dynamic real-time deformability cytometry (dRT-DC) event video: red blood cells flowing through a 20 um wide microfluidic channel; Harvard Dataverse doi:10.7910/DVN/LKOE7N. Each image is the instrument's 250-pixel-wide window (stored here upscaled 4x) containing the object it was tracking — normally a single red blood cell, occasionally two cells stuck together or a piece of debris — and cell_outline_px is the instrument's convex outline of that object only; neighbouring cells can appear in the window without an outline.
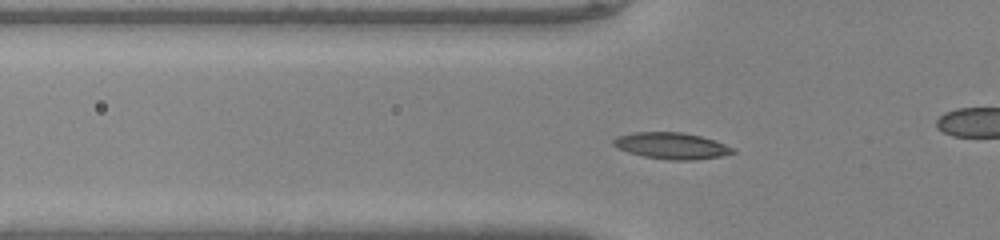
{"species": "common noctule bat (a hibernating species)", "species_latin": "Nyctalus noctula", "temperature_condition": "warm", "stored_images_in_passage": 40, "camera_frame_rate_fps": 3000, "um_per_image_px": 0.085, "animal": {"sex": "male", "body_mass_g": 20.0, "forearm_length_mm": 53.3}, "frame": {"image": 1, "passage_image": 6, "time_ms": 1.667, "image_size_px": [1000, 240], "cell_outline_px": [[736, 152], [724, 156], [696, 160], [668, 160], [644, 156], [628, 152], [616, 148], [612, 144], [612, 140], [616, 136], [636, 132], [684, 132], [700, 136], [736, 148]], "centroid_in_image_um": [57.08, 12.4], "position_along_channel_um": 68.7, "area_um2": 18.55}}
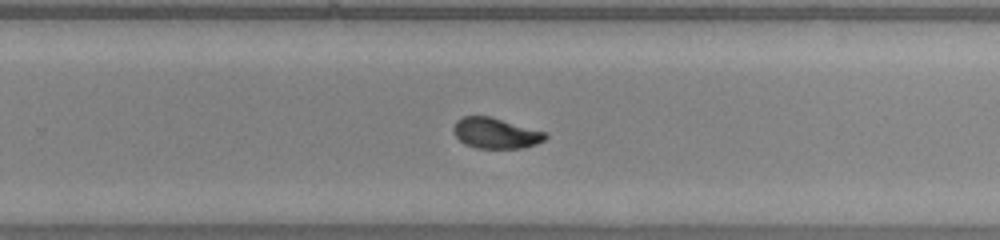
{"frame": {"image": 2, "passage_image": 22, "time_ms": 7.0, "image_size_px": [1000, 240], "cell_outline_px": [[548, 136], [544, 140], [536, 144], [524, 148], [476, 148], [464, 144], [452, 132], [452, 128], [456, 120], [464, 116], [488, 116], [548, 132]], "centroid_in_image_um": [42.13, 11.32], "position_along_channel_um": 287.7, "area_um2": 16.53}}
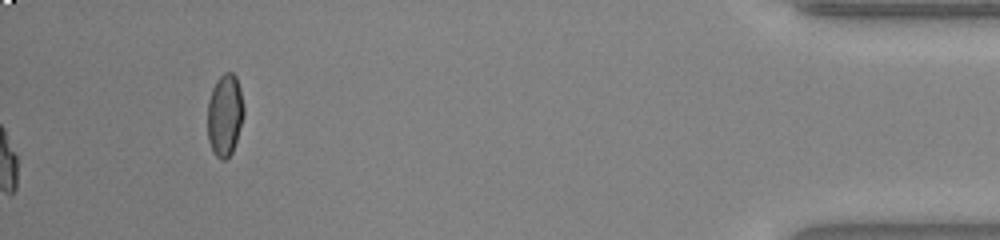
{"frame": {"image": 3, "passage_image": 40, "time_ms": 13.0, "image_size_px": [1000, 240], "cell_outline_px": [[244, 116], [232, 152], [224, 160], [220, 160], [212, 152], [208, 140], [208, 100], [212, 88], [216, 80], [224, 72], [232, 72], [236, 76], [240, 88], [244, 104]], "centroid_in_image_um": [19.11, 9.76], "position_along_channel_um": 416.1, "area_um2": 17.51}, "authors_computed_cell_mechanics": {"area_um2": 16.762, "velocity_mm_per_s": 4.121, "shape_relaxation_time_tau1_ms": 3.5385, "shape_relaxation_time_tau2_ms": 1.4848, "deformation_change_tau1": 0.1623, "deformation_change_tau2": 0.0606}}